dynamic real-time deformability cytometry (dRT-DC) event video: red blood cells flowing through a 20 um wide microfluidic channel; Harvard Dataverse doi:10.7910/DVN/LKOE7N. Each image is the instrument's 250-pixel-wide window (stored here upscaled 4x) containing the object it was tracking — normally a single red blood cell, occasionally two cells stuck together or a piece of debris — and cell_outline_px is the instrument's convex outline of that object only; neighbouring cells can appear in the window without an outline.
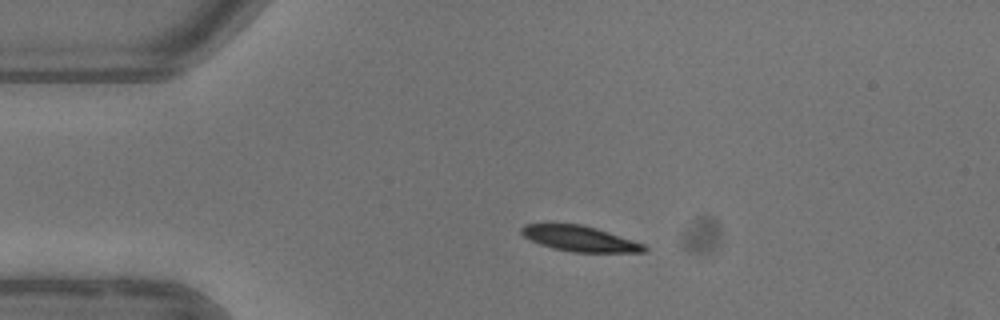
{"species": "common noctule bat (a hibernating species)", "species_latin": "Nyctalus noctula", "temperature_condition": "warm", "stored_images_in_passage": 3, "camera_frame_rate_fps": 3000, "um_per_image_px": 0.085, "animal": {"sex": "female"}, "frame": {"image": 1, "passage_image": 2, "time_ms": 1.333, "image_size_px": [1000, 320], "cell_outline_px": [[648, 248], [644, 252], [572, 252], [552, 248], [540, 244], [524, 236], [520, 232], [520, 228], [524, 224], [580, 224], [596, 228], [644, 244]], "centroid_in_image_um": [49.26, 20.29], "position_along_channel_um": 35.7, "area_um2": 18.03}}